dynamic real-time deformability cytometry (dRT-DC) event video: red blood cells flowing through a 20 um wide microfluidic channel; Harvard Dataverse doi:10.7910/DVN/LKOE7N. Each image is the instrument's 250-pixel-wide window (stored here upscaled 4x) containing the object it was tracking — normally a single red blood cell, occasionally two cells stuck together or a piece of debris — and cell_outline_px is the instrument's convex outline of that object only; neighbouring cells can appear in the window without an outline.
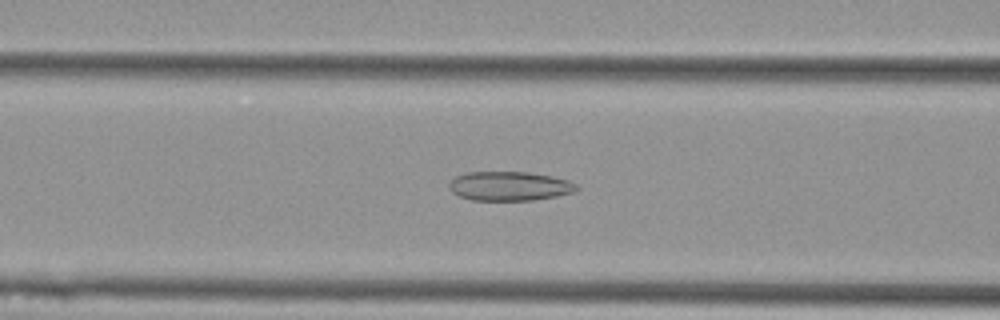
{"species": "Egyptian fruit bat (a non-hibernating species)", "species_latin": "Rousettus aegyptiacus", "temperature_condition": "cold", "stored_images_in_passage": 55, "camera_frame_rate_fps": 3000, "um_per_image_px": 0.085, "animal": {"sex": "female"}, "frame": {"image": 1, "passage_image": 22, "time_ms": 7.0, "image_size_px": [1000, 320], "cell_outline_px": [[580, 188], [572, 192], [556, 196], [532, 200], [472, 200], [460, 196], [452, 192], [448, 188], [448, 184], [456, 176], [468, 172], [528, 172], [552, 176], [568, 180], [576, 184]], "centroid_in_image_um": [43.3, 15.81], "position_along_channel_um": 123.3, "area_um2": 21.62}}
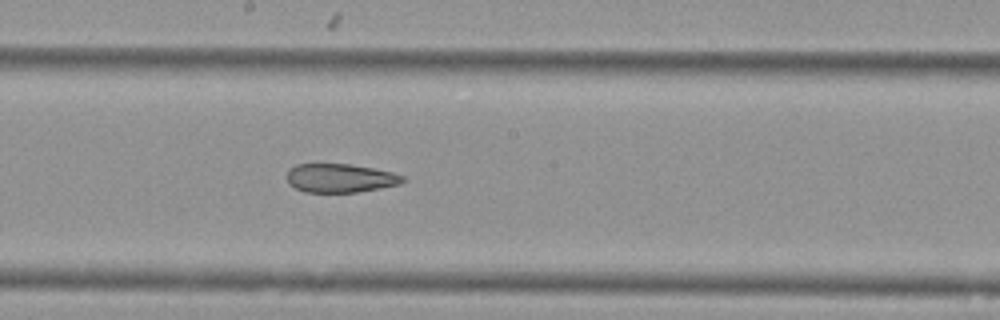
{"frame": {"image": 2, "passage_image": 30, "time_ms": 9.667, "image_size_px": [1000, 320], "cell_outline_px": [[404, 180], [400, 184], [380, 188], [356, 192], [304, 192], [288, 184], [288, 168], [296, 164], [348, 164], [372, 168], [392, 172], [404, 176]], "centroid_in_image_um": [28.89, 15.14], "position_along_channel_um": 219.3, "area_um2": 19.31}}
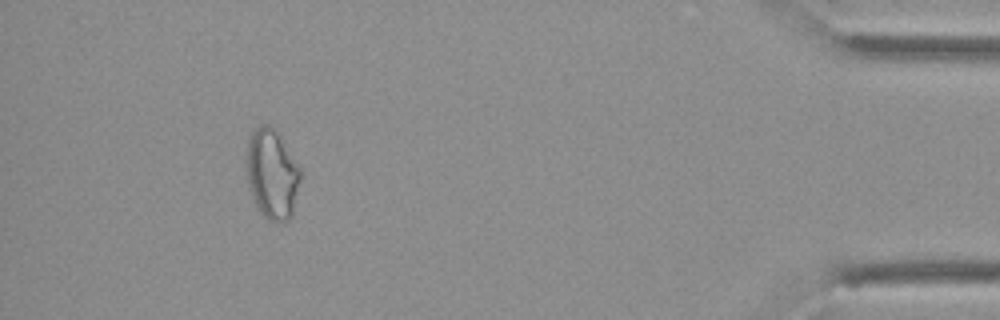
{"frame": {"image": 3, "passage_image": 51, "time_ms": 16.667, "image_size_px": [1000, 320], "cell_outline_px": [[300, 180], [292, 216], [288, 220], [268, 220], [260, 212], [252, 196], [248, 180], [248, 136], [260, 124], [268, 124], [276, 128], [300, 168]], "centroid_in_image_um": [23.14, 14.75], "position_along_channel_um": 412.1, "area_um2": 27.86}, "authors_computed_cell_mechanics": {"area_um2": 25.6632, "velocity_mm_per_s": 3.6153, "shape_relaxation_time_tau1_ms": null, "shape_relaxation_time_tau2_ms": 3.7889, "deformation_change_tau1": null, "deformation_change_tau2": 0.128}}